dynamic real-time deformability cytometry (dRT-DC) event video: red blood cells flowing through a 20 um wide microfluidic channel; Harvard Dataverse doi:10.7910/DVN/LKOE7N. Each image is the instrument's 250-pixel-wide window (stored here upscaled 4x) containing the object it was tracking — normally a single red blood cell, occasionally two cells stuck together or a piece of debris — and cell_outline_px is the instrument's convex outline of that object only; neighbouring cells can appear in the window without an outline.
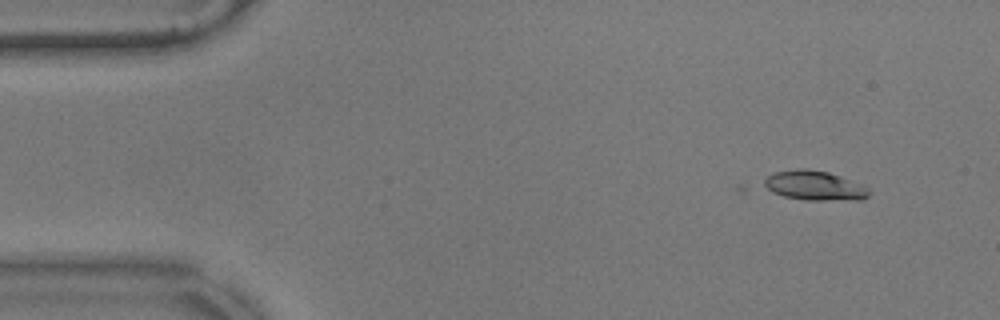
{"species": "common noctule bat (a hibernating species)", "species_latin": "Nyctalus noctula", "temperature_condition": "warm", "stored_images_in_passage": 5, "camera_frame_rate_fps": 3000, "um_per_image_px": 0.085, "animal": {"sex": "male", "body_mass_g": 17.9}, "frame": {"image": 1, "passage_image": 5, "time_ms": 1.333, "image_size_px": [1000, 320], "cell_outline_px": [[868, 196], [860, 200], [804, 200], [740, 192], [736, 188], [740, 184], [772, 172], [796, 168], [804, 168], [828, 172], [864, 184], [868, 188]], "centroid_in_image_um": [68.48, 15.79], "position_along_channel_um": 16.5, "area_um2": 21.62}}